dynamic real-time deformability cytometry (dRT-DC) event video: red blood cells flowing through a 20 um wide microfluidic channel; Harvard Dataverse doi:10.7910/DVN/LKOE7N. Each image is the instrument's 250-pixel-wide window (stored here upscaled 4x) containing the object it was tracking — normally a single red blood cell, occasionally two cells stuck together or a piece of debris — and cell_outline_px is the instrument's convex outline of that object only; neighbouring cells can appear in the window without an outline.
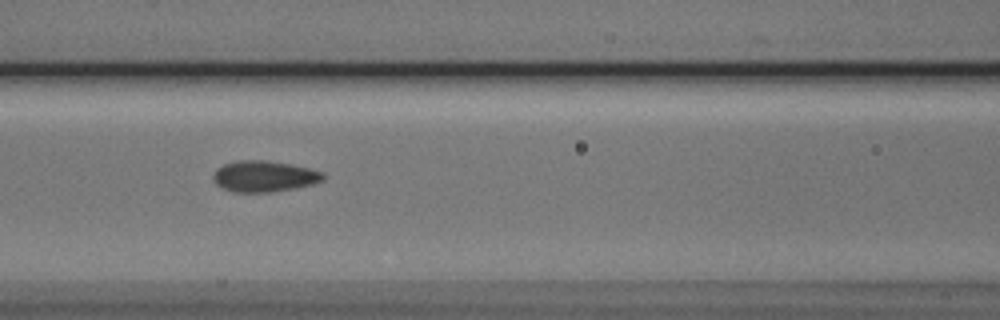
{"species": "Egyptian fruit bat (a non-hibernating species)", "species_latin": "Rousettus aegyptiacus", "temperature_condition": "cold", "stored_images_in_passage": 7, "camera_frame_rate_fps": 3000, "um_per_image_px": 0.085, "animal": {"sex": "male"}, "frame": {"image": 1, "passage_image": 7, "time_ms": 7.0, "image_size_px": [1000, 320], "cell_outline_px": [[324, 180], [312, 184], [296, 188], [272, 192], [232, 192], [216, 184], [212, 180], [212, 176], [216, 168], [224, 164], [240, 160], [264, 160], [288, 164], [308, 168], [324, 172]], "centroid_in_image_um": [22.43, 14.99], "position_along_channel_um": 144.2, "area_um2": 19.94}}